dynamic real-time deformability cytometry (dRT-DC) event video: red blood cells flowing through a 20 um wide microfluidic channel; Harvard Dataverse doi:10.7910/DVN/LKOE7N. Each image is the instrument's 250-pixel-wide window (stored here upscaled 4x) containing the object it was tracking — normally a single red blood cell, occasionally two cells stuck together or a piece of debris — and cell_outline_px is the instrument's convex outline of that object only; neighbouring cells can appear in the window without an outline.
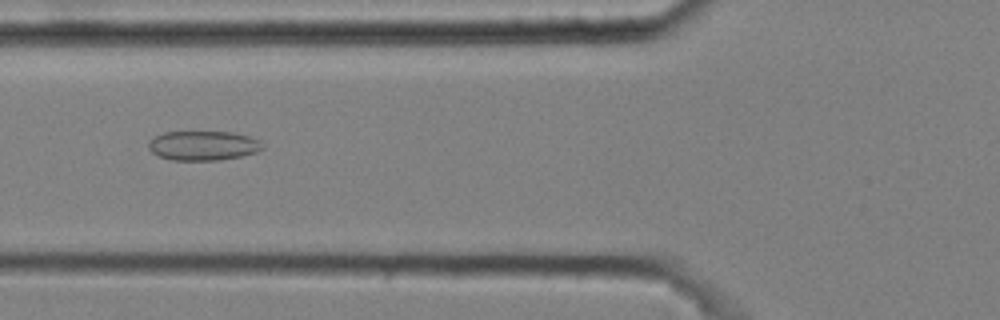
{"species": "common noctule bat (a hibernating species)", "species_latin": "Nyctalus noctula", "temperature_condition": "cold", "stored_images_in_passage": 33, "camera_frame_rate_fps": 3000, "um_per_image_px": 0.085, "animal": {"sex": "male", "body_mass_g": 20.4}, "frame": {"image": 1, "passage_image": 4, "time_ms": 1.0, "image_size_px": [1000, 320], "cell_outline_px": [[248, 152], [236, 156], [204, 160], [180, 160], [164, 156], [156, 152], [152, 148], [152, 140], [160, 136], [172, 132], [220, 132], [240, 136], [248, 140]], "centroid_in_image_um": [16.99, 12.37], "position_along_channel_um": 108.8, "area_um2": 16.42}}
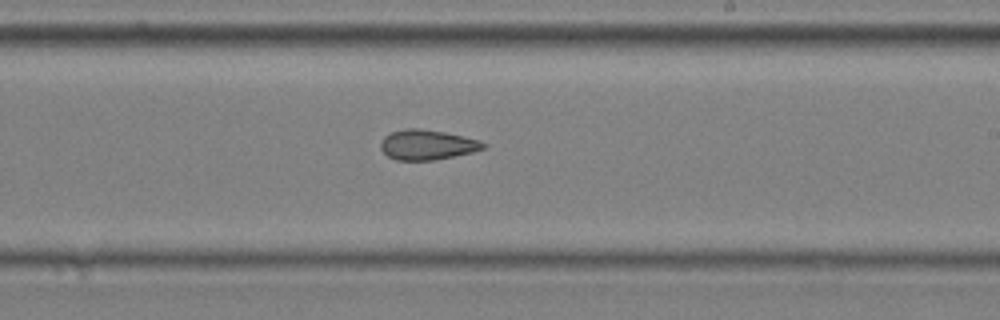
{"frame": {"image": 2, "passage_image": 16, "time_ms": 5.0, "image_size_px": [1000, 320], "cell_outline_px": [[484, 144], [480, 148], [468, 152], [428, 160], [400, 160], [388, 156], [384, 152], [384, 140], [392, 132], [440, 132], [472, 140]], "centroid_in_image_um": [36.25, 12.37], "position_along_channel_um": 252.7, "area_um2": 15.43}}
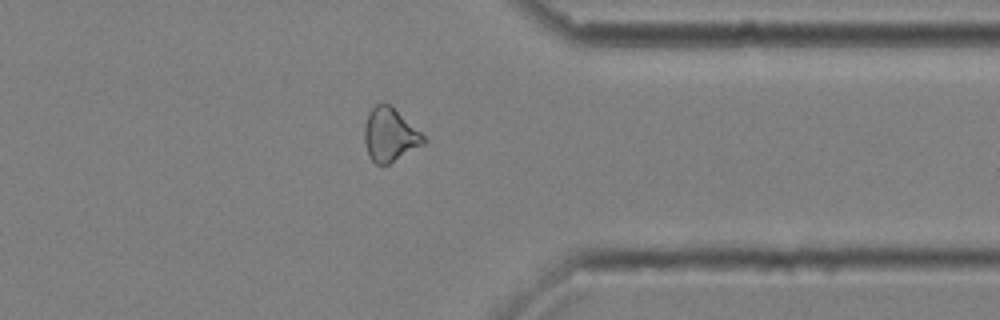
{"frame": {"image": 3, "passage_image": 27, "time_ms": 8.667, "image_size_px": [1000, 320], "cell_outline_px": [[424, 140], [388, 164], [380, 164], [372, 160], [368, 152], [368, 116], [380, 104], [388, 104], [424, 136]], "centroid_in_image_um": [33.16, 11.47], "position_along_channel_um": 378.2, "area_um2": 16.13}}